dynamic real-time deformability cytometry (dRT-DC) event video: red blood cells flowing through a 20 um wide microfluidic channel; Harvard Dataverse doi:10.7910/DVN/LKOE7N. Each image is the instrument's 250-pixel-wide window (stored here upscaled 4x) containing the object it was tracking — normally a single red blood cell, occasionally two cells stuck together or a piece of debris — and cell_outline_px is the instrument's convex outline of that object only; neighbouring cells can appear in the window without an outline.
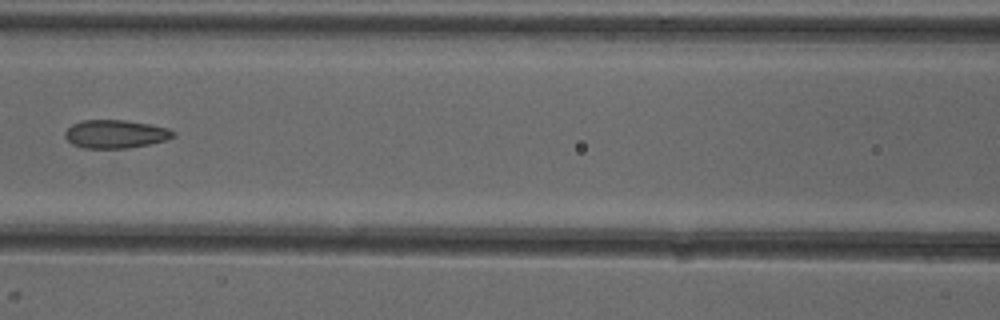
{"species": "common noctule bat (a hibernating species)", "species_latin": "Nyctalus noctula", "temperature_condition": "cold", "stored_images_in_passage": 6, "camera_frame_rate_fps": 3000, "um_per_image_px": 0.085, "animal": {"sex": "female"}, "frame": {"image": 1, "passage_image": 6, "time_ms": 5.667, "image_size_px": [1000, 320], "cell_outline_px": [[176, 136], [168, 140], [128, 148], [84, 148], [72, 144], [64, 136], [64, 132], [72, 124], [84, 120], [124, 120], [148, 124], [168, 128], [176, 132]], "centroid_in_image_um": [9.83, 11.39], "position_along_channel_um": 156.8, "area_um2": 17.86}}